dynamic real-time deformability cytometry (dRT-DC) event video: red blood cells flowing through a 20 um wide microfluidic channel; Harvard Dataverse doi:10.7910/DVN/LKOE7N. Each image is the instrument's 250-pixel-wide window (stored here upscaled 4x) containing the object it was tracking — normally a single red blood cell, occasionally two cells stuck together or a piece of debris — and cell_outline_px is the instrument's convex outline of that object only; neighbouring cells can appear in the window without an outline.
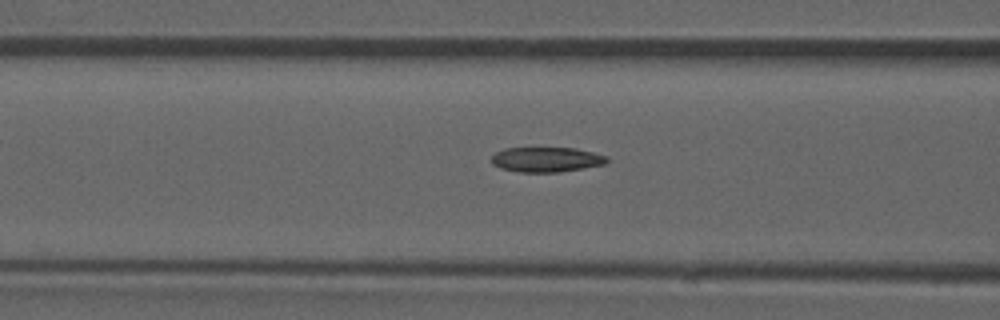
{"species": "common noctule bat (a hibernating species)", "species_latin": "Nyctalus noctula", "temperature_condition": "room temperature", "stored_images_in_passage": 22, "camera_frame_rate_fps": 3000, "um_per_image_px": 0.085, "animal": {"sex": "male", "forearm_length_mm": 52.5}, "frame": {"image": 1, "passage_image": 18, "time_ms": 5.667, "image_size_px": [1000, 320], "cell_outline_px": [[608, 160], [604, 164], [584, 168], [560, 172], [520, 172], [500, 168], [492, 164], [492, 156], [496, 152], [504, 148], [576, 148], [608, 156]], "centroid_in_image_um": [46.44, 13.56], "position_along_channel_um": 120.2, "area_um2": 16.76}}